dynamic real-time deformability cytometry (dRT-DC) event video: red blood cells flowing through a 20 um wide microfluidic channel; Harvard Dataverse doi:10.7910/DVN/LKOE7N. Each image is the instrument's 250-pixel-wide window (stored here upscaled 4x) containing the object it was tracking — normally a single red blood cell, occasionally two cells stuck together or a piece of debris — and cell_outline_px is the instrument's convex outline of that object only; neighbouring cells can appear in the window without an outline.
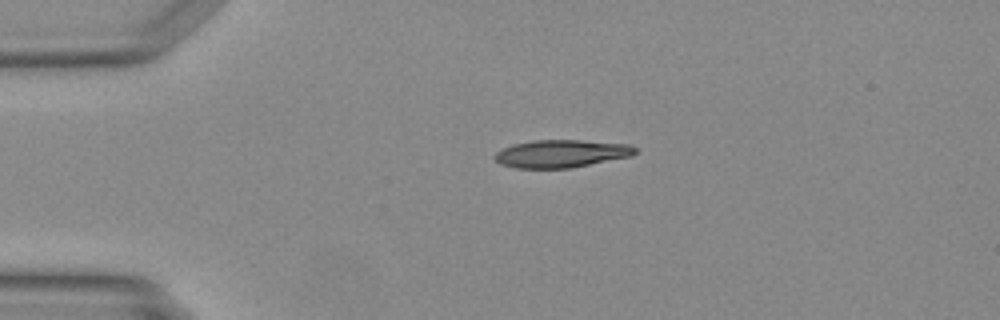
{"species": "Egyptian fruit bat (a non-hibernating species)", "species_latin": "Rousettus aegyptiacus", "temperature_condition": "warm", "stored_images_in_passage": 38, "camera_frame_rate_fps": 3000, "um_per_image_px": 0.085, "animal": {"sex": "female"}, "frame": {"image": 1, "passage_image": 1, "time_ms": 0.0, "image_size_px": [1000, 320], "cell_outline_px": [[636, 152], [632, 156], [572, 168], [516, 168], [500, 164], [492, 156], [496, 152], [512, 144], [532, 140], [580, 140], [628, 144], [636, 148]], "centroid_in_image_um": [47.69, 13.06], "position_along_channel_um": 37.3, "area_um2": 22.77}}
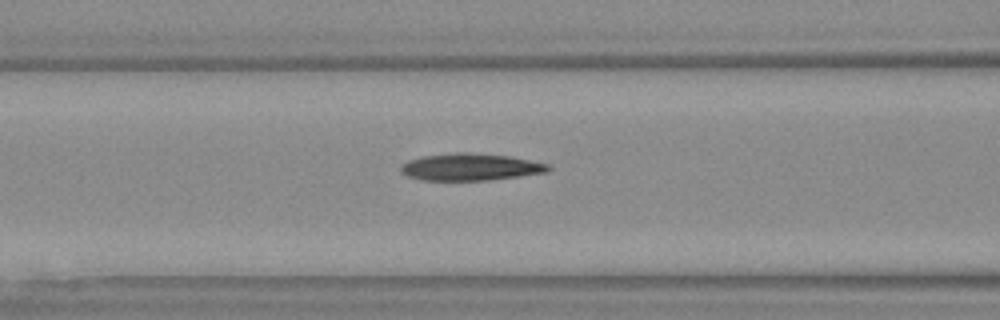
{"frame": {"image": 2, "passage_image": 10, "time_ms": 3.0, "image_size_px": [1000, 320], "cell_outline_px": [[552, 168], [548, 172], [520, 176], [488, 180], [420, 180], [408, 176], [400, 172], [400, 168], [408, 160], [420, 156], [456, 152], [464, 152], [508, 156], [548, 164]], "centroid_in_image_um": [39.96, 14.2], "position_along_channel_um": 126.6, "area_um2": 23.18}}
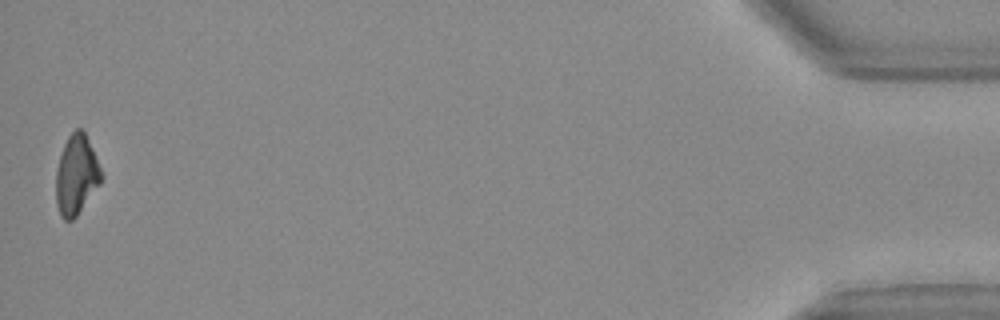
{"frame": {"image": 3, "passage_image": 38, "time_ms": 12.333, "image_size_px": [1000, 320], "cell_outline_px": [[104, 176], [100, 184], [76, 216], [72, 220], [64, 220], [60, 216], [56, 204], [56, 172], [60, 156], [64, 144], [68, 136], [76, 128], [80, 128], [84, 132]], "centroid_in_image_um": [6.48, 14.89], "position_along_channel_um": 428.7, "area_um2": 20.81}}